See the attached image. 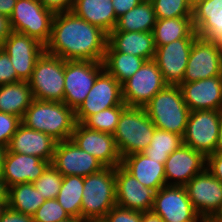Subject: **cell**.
<instances>
[{
	"label": "cell",
	"instance_id": "cell-1",
	"mask_svg": "<svg viewBox=\"0 0 222 222\" xmlns=\"http://www.w3.org/2000/svg\"><path fill=\"white\" fill-rule=\"evenodd\" d=\"M108 35L72 11L55 13L45 52L63 60L103 62Z\"/></svg>",
	"mask_w": 222,
	"mask_h": 222
},
{
	"label": "cell",
	"instance_id": "cell-2",
	"mask_svg": "<svg viewBox=\"0 0 222 222\" xmlns=\"http://www.w3.org/2000/svg\"><path fill=\"white\" fill-rule=\"evenodd\" d=\"M22 124L50 135L57 142L71 139L76 125L75 111L64 102L34 99L25 111Z\"/></svg>",
	"mask_w": 222,
	"mask_h": 222
},
{
	"label": "cell",
	"instance_id": "cell-3",
	"mask_svg": "<svg viewBox=\"0 0 222 222\" xmlns=\"http://www.w3.org/2000/svg\"><path fill=\"white\" fill-rule=\"evenodd\" d=\"M144 108L156 128L184 136L190 109L179 85H167Z\"/></svg>",
	"mask_w": 222,
	"mask_h": 222
},
{
	"label": "cell",
	"instance_id": "cell-4",
	"mask_svg": "<svg viewBox=\"0 0 222 222\" xmlns=\"http://www.w3.org/2000/svg\"><path fill=\"white\" fill-rule=\"evenodd\" d=\"M115 168L84 177L81 219L86 222L101 221L116 203Z\"/></svg>",
	"mask_w": 222,
	"mask_h": 222
},
{
	"label": "cell",
	"instance_id": "cell-5",
	"mask_svg": "<svg viewBox=\"0 0 222 222\" xmlns=\"http://www.w3.org/2000/svg\"><path fill=\"white\" fill-rule=\"evenodd\" d=\"M155 128L144 107H127L113 134L121 157L143 152L150 145Z\"/></svg>",
	"mask_w": 222,
	"mask_h": 222
},
{
	"label": "cell",
	"instance_id": "cell-6",
	"mask_svg": "<svg viewBox=\"0 0 222 222\" xmlns=\"http://www.w3.org/2000/svg\"><path fill=\"white\" fill-rule=\"evenodd\" d=\"M65 60L44 53L37 59L28 80L33 98L44 101L63 102Z\"/></svg>",
	"mask_w": 222,
	"mask_h": 222
},
{
	"label": "cell",
	"instance_id": "cell-7",
	"mask_svg": "<svg viewBox=\"0 0 222 222\" xmlns=\"http://www.w3.org/2000/svg\"><path fill=\"white\" fill-rule=\"evenodd\" d=\"M54 16L38 0H17L9 19L14 32L28 35L45 46L51 36Z\"/></svg>",
	"mask_w": 222,
	"mask_h": 222
},
{
	"label": "cell",
	"instance_id": "cell-8",
	"mask_svg": "<svg viewBox=\"0 0 222 222\" xmlns=\"http://www.w3.org/2000/svg\"><path fill=\"white\" fill-rule=\"evenodd\" d=\"M104 70L103 62L65 61L63 102L76 111L84 102L97 76Z\"/></svg>",
	"mask_w": 222,
	"mask_h": 222
},
{
	"label": "cell",
	"instance_id": "cell-9",
	"mask_svg": "<svg viewBox=\"0 0 222 222\" xmlns=\"http://www.w3.org/2000/svg\"><path fill=\"white\" fill-rule=\"evenodd\" d=\"M222 110L190 111L183 144L205 157L213 154L218 141V131Z\"/></svg>",
	"mask_w": 222,
	"mask_h": 222
},
{
	"label": "cell",
	"instance_id": "cell-10",
	"mask_svg": "<svg viewBox=\"0 0 222 222\" xmlns=\"http://www.w3.org/2000/svg\"><path fill=\"white\" fill-rule=\"evenodd\" d=\"M168 84L156 62L145 61L141 68L122 84L123 102L128 107H144Z\"/></svg>",
	"mask_w": 222,
	"mask_h": 222
},
{
	"label": "cell",
	"instance_id": "cell-11",
	"mask_svg": "<svg viewBox=\"0 0 222 222\" xmlns=\"http://www.w3.org/2000/svg\"><path fill=\"white\" fill-rule=\"evenodd\" d=\"M151 212L164 222H201L185 186L165 185L154 197Z\"/></svg>",
	"mask_w": 222,
	"mask_h": 222
},
{
	"label": "cell",
	"instance_id": "cell-12",
	"mask_svg": "<svg viewBox=\"0 0 222 222\" xmlns=\"http://www.w3.org/2000/svg\"><path fill=\"white\" fill-rule=\"evenodd\" d=\"M114 106H127L122 98V85L104 69L75 111L76 122L83 123L90 115Z\"/></svg>",
	"mask_w": 222,
	"mask_h": 222
},
{
	"label": "cell",
	"instance_id": "cell-13",
	"mask_svg": "<svg viewBox=\"0 0 222 222\" xmlns=\"http://www.w3.org/2000/svg\"><path fill=\"white\" fill-rule=\"evenodd\" d=\"M188 197L197 214L217 217L222 212V182L206 168L185 185Z\"/></svg>",
	"mask_w": 222,
	"mask_h": 222
},
{
	"label": "cell",
	"instance_id": "cell-14",
	"mask_svg": "<svg viewBox=\"0 0 222 222\" xmlns=\"http://www.w3.org/2000/svg\"><path fill=\"white\" fill-rule=\"evenodd\" d=\"M222 76V49L214 41L197 37L192 45L183 82Z\"/></svg>",
	"mask_w": 222,
	"mask_h": 222
},
{
	"label": "cell",
	"instance_id": "cell-15",
	"mask_svg": "<svg viewBox=\"0 0 222 222\" xmlns=\"http://www.w3.org/2000/svg\"><path fill=\"white\" fill-rule=\"evenodd\" d=\"M71 140L98 159L104 167L116 168L121 165L122 157L113 134L92 130L77 122Z\"/></svg>",
	"mask_w": 222,
	"mask_h": 222
},
{
	"label": "cell",
	"instance_id": "cell-16",
	"mask_svg": "<svg viewBox=\"0 0 222 222\" xmlns=\"http://www.w3.org/2000/svg\"><path fill=\"white\" fill-rule=\"evenodd\" d=\"M51 165L62 176L86 177L105 168L98 159L80 149L71 139L56 143Z\"/></svg>",
	"mask_w": 222,
	"mask_h": 222
},
{
	"label": "cell",
	"instance_id": "cell-17",
	"mask_svg": "<svg viewBox=\"0 0 222 222\" xmlns=\"http://www.w3.org/2000/svg\"><path fill=\"white\" fill-rule=\"evenodd\" d=\"M196 38L175 40L163 46H156L154 61L168 85L183 83L189 54Z\"/></svg>",
	"mask_w": 222,
	"mask_h": 222
},
{
	"label": "cell",
	"instance_id": "cell-18",
	"mask_svg": "<svg viewBox=\"0 0 222 222\" xmlns=\"http://www.w3.org/2000/svg\"><path fill=\"white\" fill-rule=\"evenodd\" d=\"M1 48L8 54L21 81H28L31 78L37 59L45 51V46L36 39L14 31Z\"/></svg>",
	"mask_w": 222,
	"mask_h": 222
},
{
	"label": "cell",
	"instance_id": "cell-19",
	"mask_svg": "<svg viewBox=\"0 0 222 222\" xmlns=\"http://www.w3.org/2000/svg\"><path fill=\"white\" fill-rule=\"evenodd\" d=\"M116 203L134 211L150 212L156 191L145 187L122 165L115 168Z\"/></svg>",
	"mask_w": 222,
	"mask_h": 222
},
{
	"label": "cell",
	"instance_id": "cell-20",
	"mask_svg": "<svg viewBox=\"0 0 222 222\" xmlns=\"http://www.w3.org/2000/svg\"><path fill=\"white\" fill-rule=\"evenodd\" d=\"M167 185L185 186L191 178L206 168V157L182 144L164 163Z\"/></svg>",
	"mask_w": 222,
	"mask_h": 222
},
{
	"label": "cell",
	"instance_id": "cell-21",
	"mask_svg": "<svg viewBox=\"0 0 222 222\" xmlns=\"http://www.w3.org/2000/svg\"><path fill=\"white\" fill-rule=\"evenodd\" d=\"M190 111L222 110V76H214L180 85Z\"/></svg>",
	"mask_w": 222,
	"mask_h": 222
},
{
	"label": "cell",
	"instance_id": "cell-22",
	"mask_svg": "<svg viewBox=\"0 0 222 222\" xmlns=\"http://www.w3.org/2000/svg\"><path fill=\"white\" fill-rule=\"evenodd\" d=\"M51 163L39 157L6 152L1 177L8 187L20 183H33Z\"/></svg>",
	"mask_w": 222,
	"mask_h": 222
},
{
	"label": "cell",
	"instance_id": "cell-23",
	"mask_svg": "<svg viewBox=\"0 0 222 222\" xmlns=\"http://www.w3.org/2000/svg\"><path fill=\"white\" fill-rule=\"evenodd\" d=\"M56 143L57 141L50 135L28 128L21 123L11 138L7 151L36 156L51 163Z\"/></svg>",
	"mask_w": 222,
	"mask_h": 222
},
{
	"label": "cell",
	"instance_id": "cell-24",
	"mask_svg": "<svg viewBox=\"0 0 222 222\" xmlns=\"http://www.w3.org/2000/svg\"><path fill=\"white\" fill-rule=\"evenodd\" d=\"M155 50L153 32L111 31L105 52H123L148 61L154 59Z\"/></svg>",
	"mask_w": 222,
	"mask_h": 222
},
{
	"label": "cell",
	"instance_id": "cell-25",
	"mask_svg": "<svg viewBox=\"0 0 222 222\" xmlns=\"http://www.w3.org/2000/svg\"><path fill=\"white\" fill-rule=\"evenodd\" d=\"M121 165L141 184L156 192L167 185L164 164L142 152L123 157Z\"/></svg>",
	"mask_w": 222,
	"mask_h": 222
},
{
	"label": "cell",
	"instance_id": "cell-26",
	"mask_svg": "<svg viewBox=\"0 0 222 222\" xmlns=\"http://www.w3.org/2000/svg\"><path fill=\"white\" fill-rule=\"evenodd\" d=\"M192 24L198 37L217 42L222 36V0H205L192 9Z\"/></svg>",
	"mask_w": 222,
	"mask_h": 222
},
{
	"label": "cell",
	"instance_id": "cell-27",
	"mask_svg": "<svg viewBox=\"0 0 222 222\" xmlns=\"http://www.w3.org/2000/svg\"><path fill=\"white\" fill-rule=\"evenodd\" d=\"M71 11L107 35L115 29L118 20L112 0H74Z\"/></svg>",
	"mask_w": 222,
	"mask_h": 222
},
{
	"label": "cell",
	"instance_id": "cell-28",
	"mask_svg": "<svg viewBox=\"0 0 222 222\" xmlns=\"http://www.w3.org/2000/svg\"><path fill=\"white\" fill-rule=\"evenodd\" d=\"M34 100L28 81L0 85V111L23 118Z\"/></svg>",
	"mask_w": 222,
	"mask_h": 222
},
{
	"label": "cell",
	"instance_id": "cell-29",
	"mask_svg": "<svg viewBox=\"0 0 222 222\" xmlns=\"http://www.w3.org/2000/svg\"><path fill=\"white\" fill-rule=\"evenodd\" d=\"M155 46H163L175 40L197 38L192 17H178L156 20L153 29Z\"/></svg>",
	"mask_w": 222,
	"mask_h": 222
},
{
	"label": "cell",
	"instance_id": "cell-30",
	"mask_svg": "<svg viewBox=\"0 0 222 222\" xmlns=\"http://www.w3.org/2000/svg\"><path fill=\"white\" fill-rule=\"evenodd\" d=\"M156 15L151 1H143L118 18L112 31L153 32Z\"/></svg>",
	"mask_w": 222,
	"mask_h": 222
},
{
	"label": "cell",
	"instance_id": "cell-31",
	"mask_svg": "<svg viewBox=\"0 0 222 222\" xmlns=\"http://www.w3.org/2000/svg\"><path fill=\"white\" fill-rule=\"evenodd\" d=\"M44 202V197L33 183H20L9 187L8 207L19 213L33 216Z\"/></svg>",
	"mask_w": 222,
	"mask_h": 222
},
{
	"label": "cell",
	"instance_id": "cell-32",
	"mask_svg": "<svg viewBox=\"0 0 222 222\" xmlns=\"http://www.w3.org/2000/svg\"><path fill=\"white\" fill-rule=\"evenodd\" d=\"M146 60L123 52H105L104 69L121 85L137 72Z\"/></svg>",
	"mask_w": 222,
	"mask_h": 222
},
{
	"label": "cell",
	"instance_id": "cell-33",
	"mask_svg": "<svg viewBox=\"0 0 222 222\" xmlns=\"http://www.w3.org/2000/svg\"><path fill=\"white\" fill-rule=\"evenodd\" d=\"M83 186L84 177L76 175L63 176L56 200L70 217L81 218Z\"/></svg>",
	"mask_w": 222,
	"mask_h": 222
},
{
	"label": "cell",
	"instance_id": "cell-34",
	"mask_svg": "<svg viewBox=\"0 0 222 222\" xmlns=\"http://www.w3.org/2000/svg\"><path fill=\"white\" fill-rule=\"evenodd\" d=\"M182 144V136L155 128L150 145L142 153L164 164L169 155Z\"/></svg>",
	"mask_w": 222,
	"mask_h": 222
},
{
	"label": "cell",
	"instance_id": "cell-35",
	"mask_svg": "<svg viewBox=\"0 0 222 222\" xmlns=\"http://www.w3.org/2000/svg\"><path fill=\"white\" fill-rule=\"evenodd\" d=\"M128 106H114L90 115L82 124L89 129L114 134L121 113Z\"/></svg>",
	"mask_w": 222,
	"mask_h": 222
},
{
	"label": "cell",
	"instance_id": "cell-36",
	"mask_svg": "<svg viewBox=\"0 0 222 222\" xmlns=\"http://www.w3.org/2000/svg\"><path fill=\"white\" fill-rule=\"evenodd\" d=\"M156 19L192 17V9L186 0H150Z\"/></svg>",
	"mask_w": 222,
	"mask_h": 222
},
{
	"label": "cell",
	"instance_id": "cell-37",
	"mask_svg": "<svg viewBox=\"0 0 222 222\" xmlns=\"http://www.w3.org/2000/svg\"><path fill=\"white\" fill-rule=\"evenodd\" d=\"M62 181V174L50 164L43 174L33 182V185L45 200L56 199L59 194Z\"/></svg>",
	"mask_w": 222,
	"mask_h": 222
},
{
	"label": "cell",
	"instance_id": "cell-38",
	"mask_svg": "<svg viewBox=\"0 0 222 222\" xmlns=\"http://www.w3.org/2000/svg\"><path fill=\"white\" fill-rule=\"evenodd\" d=\"M34 222H59L70 218L56 199H48L32 216Z\"/></svg>",
	"mask_w": 222,
	"mask_h": 222
},
{
	"label": "cell",
	"instance_id": "cell-39",
	"mask_svg": "<svg viewBox=\"0 0 222 222\" xmlns=\"http://www.w3.org/2000/svg\"><path fill=\"white\" fill-rule=\"evenodd\" d=\"M21 123L20 117L0 111V145L8 147Z\"/></svg>",
	"mask_w": 222,
	"mask_h": 222
},
{
	"label": "cell",
	"instance_id": "cell-40",
	"mask_svg": "<svg viewBox=\"0 0 222 222\" xmlns=\"http://www.w3.org/2000/svg\"><path fill=\"white\" fill-rule=\"evenodd\" d=\"M102 222H141L142 212L115 205L101 220Z\"/></svg>",
	"mask_w": 222,
	"mask_h": 222
},
{
	"label": "cell",
	"instance_id": "cell-41",
	"mask_svg": "<svg viewBox=\"0 0 222 222\" xmlns=\"http://www.w3.org/2000/svg\"><path fill=\"white\" fill-rule=\"evenodd\" d=\"M21 81L16 74L8 54L0 47V85Z\"/></svg>",
	"mask_w": 222,
	"mask_h": 222
},
{
	"label": "cell",
	"instance_id": "cell-42",
	"mask_svg": "<svg viewBox=\"0 0 222 222\" xmlns=\"http://www.w3.org/2000/svg\"><path fill=\"white\" fill-rule=\"evenodd\" d=\"M206 169L222 182V154L213 153L206 157Z\"/></svg>",
	"mask_w": 222,
	"mask_h": 222
},
{
	"label": "cell",
	"instance_id": "cell-43",
	"mask_svg": "<svg viewBox=\"0 0 222 222\" xmlns=\"http://www.w3.org/2000/svg\"><path fill=\"white\" fill-rule=\"evenodd\" d=\"M44 8L54 13L69 12L72 10L74 0H38Z\"/></svg>",
	"mask_w": 222,
	"mask_h": 222
},
{
	"label": "cell",
	"instance_id": "cell-44",
	"mask_svg": "<svg viewBox=\"0 0 222 222\" xmlns=\"http://www.w3.org/2000/svg\"><path fill=\"white\" fill-rule=\"evenodd\" d=\"M143 1L144 0H112L116 18L118 19Z\"/></svg>",
	"mask_w": 222,
	"mask_h": 222
},
{
	"label": "cell",
	"instance_id": "cell-45",
	"mask_svg": "<svg viewBox=\"0 0 222 222\" xmlns=\"http://www.w3.org/2000/svg\"><path fill=\"white\" fill-rule=\"evenodd\" d=\"M0 222H34L33 217L7 207Z\"/></svg>",
	"mask_w": 222,
	"mask_h": 222
},
{
	"label": "cell",
	"instance_id": "cell-46",
	"mask_svg": "<svg viewBox=\"0 0 222 222\" xmlns=\"http://www.w3.org/2000/svg\"><path fill=\"white\" fill-rule=\"evenodd\" d=\"M13 32L10 19L7 16L0 14V47Z\"/></svg>",
	"mask_w": 222,
	"mask_h": 222
},
{
	"label": "cell",
	"instance_id": "cell-47",
	"mask_svg": "<svg viewBox=\"0 0 222 222\" xmlns=\"http://www.w3.org/2000/svg\"><path fill=\"white\" fill-rule=\"evenodd\" d=\"M17 0H0V14L10 17Z\"/></svg>",
	"mask_w": 222,
	"mask_h": 222
},
{
	"label": "cell",
	"instance_id": "cell-48",
	"mask_svg": "<svg viewBox=\"0 0 222 222\" xmlns=\"http://www.w3.org/2000/svg\"><path fill=\"white\" fill-rule=\"evenodd\" d=\"M9 187L0 175V204H8Z\"/></svg>",
	"mask_w": 222,
	"mask_h": 222
},
{
	"label": "cell",
	"instance_id": "cell-49",
	"mask_svg": "<svg viewBox=\"0 0 222 222\" xmlns=\"http://www.w3.org/2000/svg\"><path fill=\"white\" fill-rule=\"evenodd\" d=\"M141 222H164V221L159 216L155 215L150 211L142 213Z\"/></svg>",
	"mask_w": 222,
	"mask_h": 222
},
{
	"label": "cell",
	"instance_id": "cell-50",
	"mask_svg": "<svg viewBox=\"0 0 222 222\" xmlns=\"http://www.w3.org/2000/svg\"><path fill=\"white\" fill-rule=\"evenodd\" d=\"M214 153L222 154V116H221V121L219 125V131H218V141H217V145H216V149Z\"/></svg>",
	"mask_w": 222,
	"mask_h": 222
},
{
	"label": "cell",
	"instance_id": "cell-51",
	"mask_svg": "<svg viewBox=\"0 0 222 222\" xmlns=\"http://www.w3.org/2000/svg\"><path fill=\"white\" fill-rule=\"evenodd\" d=\"M6 152H7V147L0 145V175L2 174Z\"/></svg>",
	"mask_w": 222,
	"mask_h": 222
},
{
	"label": "cell",
	"instance_id": "cell-52",
	"mask_svg": "<svg viewBox=\"0 0 222 222\" xmlns=\"http://www.w3.org/2000/svg\"><path fill=\"white\" fill-rule=\"evenodd\" d=\"M201 222H222V220L217 216V217H203L201 219Z\"/></svg>",
	"mask_w": 222,
	"mask_h": 222
},
{
	"label": "cell",
	"instance_id": "cell-53",
	"mask_svg": "<svg viewBox=\"0 0 222 222\" xmlns=\"http://www.w3.org/2000/svg\"><path fill=\"white\" fill-rule=\"evenodd\" d=\"M191 9L195 8L198 4L204 2L205 0H186Z\"/></svg>",
	"mask_w": 222,
	"mask_h": 222
},
{
	"label": "cell",
	"instance_id": "cell-54",
	"mask_svg": "<svg viewBox=\"0 0 222 222\" xmlns=\"http://www.w3.org/2000/svg\"><path fill=\"white\" fill-rule=\"evenodd\" d=\"M59 222H86V221L81 218L70 217L66 220H61Z\"/></svg>",
	"mask_w": 222,
	"mask_h": 222
},
{
	"label": "cell",
	"instance_id": "cell-55",
	"mask_svg": "<svg viewBox=\"0 0 222 222\" xmlns=\"http://www.w3.org/2000/svg\"><path fill=\"white\" fill-rule=\"evenodd\" d=\"M8 204H0V219L2 215L4 214L5 210L7 209Z\"/></svg>",
	"mask_w": 222,
	"mask_h": 222
},
{
	"label": "cell",
	"instance_id": "cell-56",
	"mask_svg": "<svg viewBox=\"0 0 222 222\" xmlns=\"http://www.w3.org/2000/svg\"><path fill=\"white\" fill-rule=\"evenodd\" d=\"M217 44L221 47V49H222V36H221V38L217 41Z\"/></svg>",
	"mask_w": 222,
	"mask_h": 222
},
{
	"label": "cell",
	"instance_id": "cell-57",
	"mask_svg": "<svg viewBox=\"0 0 222 222\" xmlns=\"http://www.w3.org/2000/svg\"><path fill=\"white\" fill-rule=\"evenodd\" d=\"M218 217L222 220V212L218 215Z\"/></svg>",
	"mask_w": 222,
	"mask_h": 222
}]
</instances>
